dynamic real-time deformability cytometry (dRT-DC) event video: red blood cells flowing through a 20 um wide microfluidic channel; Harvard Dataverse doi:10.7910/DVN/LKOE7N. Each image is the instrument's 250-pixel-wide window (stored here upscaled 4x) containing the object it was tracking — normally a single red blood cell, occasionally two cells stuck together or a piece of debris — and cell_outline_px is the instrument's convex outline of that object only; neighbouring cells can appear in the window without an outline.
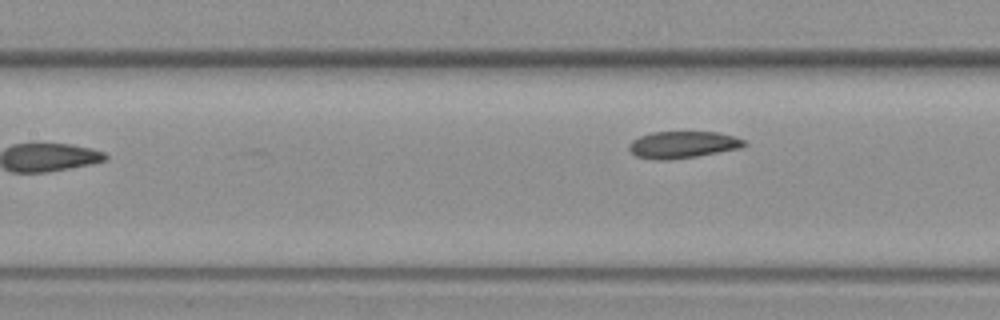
{"species": "common noctule bat (a hibernating species)", "species_latin": "Nyctalus noctula", "temperature_condition": "warm", "stored_images_in_passage": 5, "camera_frame_rate_fps": 3000, "um_per_image_px": 0.085, "animal": {"sex": "female", "body_mass_g": 19.3, "forearm_length_mm": 54.1}, "frame": {"image": 1, "passage_image": 5, "time_ms": 5.0, "image_size_px": [1000, 320], "cell_outline_px": [[748, 144], [740, 148], [696, 156], [668, 160], [656, 160], [636, 156], [628, 148], [628, 144], [632, 140], [640, 136], [652, 132], [716, 132], [736, 136], [744, 140]], "centroid_in_image_um": [58.03, 12.29], "position_along_channel_um": 149.4, "area_um2": 18.03}}